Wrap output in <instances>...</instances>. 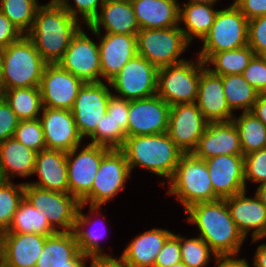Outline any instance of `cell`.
Listing matches in <instances>:
<instances>
[{"label": "cell", "instance_id": "1", "mask_svg": "<svg viewBox=\"0 0 266 267\" xmlns=\"http://www.w3.org/2000/svg\"><path fill=\"white\" fill-rule=\"evenodd\" d=\"M202 238L217 256L238 255L245 240L230 215L225 199L201 202L185 210Z\"/></svg>", "mask_w": 266, "mask_h": 267}, {"label": "cell", "instance_id": "2", "mask_svg": "<svg viewBox=\"0 0 266 267\" xmlns=\"http://www.w3.org/2000/svg\"><path fill=\"white\" fill-rule=\"evenodd\" d=\"M81 27L79 20L51 0L38 7L33 26L26 36L48 64H56Z\"/></svg>", "mask_w": 266, "mask_h": 267}, {"label": "cell", "instance_id": "3", "mask_svg": "<svg viewBox=\"0 0 266 267\" xmlns=\"http://www.w3.org/2000/svg\"><path fill=\"white\" fill-rule=\"evenodd\" d=\"M130 172L135 167L147 169L169 181L184 152L171 140L168 133L128 136L120 148Z\"/></svg>", "mask_w": 266, "mask_h": 267}, {"label": "cell", "instance_id": "4", "mask_svg": "<svg viewBox=\"0 0 266 267\" xmlns=\"http://www.w3.org/2000/svg\"><path fill=\"white\" fill-rule=\"evenodd\" d=\"M47 64L33 42L23 35L3 49L0 92L14 88L39 87Z\"/></svg>", "mask_w": 266, "mask_h": 267}, {"label": "cell", "instance_id": "5", "mask_svg": "<svg viewBox=\"0 0 266 267\" xmlns=\"http://www.w3.org/2000/svg\"><path fill=\"white\" fill-rule=\"evenodd\" d=\"M168 183V194L177 196L185 210L197 203L220 199L214 193L205 161L192 153H184L181 156Z\"/></svg>", "mask_w": 266, "mask_h": 267}, {"label": "cell", "instance_id": "6", "mask_svg": "<svg viewBox=\"0 0 266 267\" xmlns=\"http://www.w3.org/2000/svg\"><path fill=\"white\" fill-rule=\"evenodd\" d=\"M248 21L234 3L218 10L197 56L206 62L214 53L248 45Z\"/></svg>", "mask_w": 266, "mask_h": 267}, {"label": "cell", "instance_id": "7", "mask_svg": "<svg viewBox=\"0 0 266 267\" xmlns=\"http://www.w3.org/2000/svg\"><path fill=\"white\" fill-rule=\"evenodd\" d=\"M206 67L198 56L196 61L183 62L158 70L157 95L168 105L195 103L201 71Z\"/></svg>", "mask_w": 266, "mask_h": 267}, {"label": "cell", "instance_id": "8", "mask_svg": "<svg viewBox=\"0 0 266 267\" xmlns=\"http://www.w3.org/2000/svg\"><path fill=\"white\" fill-rule=\"evenodd\" d=\"M190 43L180 26L164 29H140L137 33V53L158 69L185 61L180 58ZM180 58V59H179Z\"/></svg>", "mask_w": 266, "mask_h": 267}, {"label": "cell", "instance_id": "9", "mask_svg": "<svg viewBox=\"0 0 266 267\" xmlns=\"http://www.w3.org/2000/svg\"><path fill=\"white\" fill-rule=\"evenodd\" d=\"M24 198L46 216L55 230L73 231L80 202L70 193L46 190L25 182Z\"/></svg>", "mask_w": 266, "mask_h": 267}, {"label": "cell", "instance_id": "10", "mask_svg": "<svg viewBox=\"0 0 266 267\" xmlns=\"http://www.w3.org/2000/svg\"><path fill=\"white\" fill-rule=\"evenodd\" d=\"M131 172L124 153L110 149L103 157L94 178L91 192L80 202L85 205L102 206L124 190Z\"/></svg>", "mask_w": 266, "mask_h": 267}, {"label": "cell", "instance_id": "11", "mask_svg": "<svg viewBox=\"0 0 266 267\" xmlns=\"http://www.w3.org/2000/svg\"><path fill=\"white\" fill-rule=\"evenodd\" d=\"M158 70L137 54L108 83L117 97L127 100L148 98L157 94Z\"/></svg>", "mask_w": 266, "mask_h": 267}, {"label": "cell", "instance_id": "12", "mask_svg": "<svg viewBox=\"0 0 266 267\" xmlns=\"http://www.w3.org/2000/svg\"><path fill=\"white\" fill-rule=\"evenodd\" d=\"M79 147L66 152V160L69 193L81 202L91 192L102 157L110 149L91 143L80 151Z\"/></svg>", "mask_w": 266, "mask_h": 267}, {"label": "cell", "instance_id": "13", "mask_svg": "<svg viewBox=\"0 0 266 267\" xmlns=\"http://www.w3.org/2000/svg\"><path fill=\"white\" fill-rule=\"evenodd\" d=\"M82 29L72 37L57 64L84 83L102 82L99 46Z\"/></svg>", "mask_w": 266, "mask_h": 267}, {"label": "cell", "instance_id": "14", "mask_svg": "<svg viewBox=\"0 0 266 267\" xmlns=\"http://www.w3.org/2000/svg\"><path fill=\"white\" fill-rule=\"evenodd\" d=\"M109 86L102 81L84 83L80 88L71 111L82 138L90 137L107 113L108 99L112 95Z\"/></svg>", "mask_w": 266, "mask_h": 267}, {"label": "cell", "instance_id": "15", "mask_svg": "<svg viewBox=\"0 0 266 267\" xmlns=\"http://www.w3.org/2000/svg\"><path fill=\"white\" fill-rule=\"evenodd\" d=\"M84 82L56 64H47L39 90L42 104L52 109L72 110Z\"/></svg>", "mask_w": 266, "mask_h": 267}, {"label": "cell", "instance_id": "16", "mask_svg": "<svg viewBox=\"0 0 266 267\" xmlns=\"http://www.w3.org/2000/svg\"><path fill=\"white\" fill-rule=\"evenodd\" d=\"M170 107L157 94L148 98L129 100L128 136L166 133Z\"/></svg>", "mask_w": 266, "mask_h": 267}, {"label": "cell", "instance_id": "17", "mask_svg": "<svg viewBox=\"0 0 266 267\" xmlns=\"http://www.w3.org/2000/svg\"><path fill=\"white\" fill-rule=\"evenodd\" d=\"M208 123L196 103L176 104L170 107L167 133L184 153H192Z\"/></svg>", "mask_w": 266, "mask_h": 267}, {"label": "cell", "instance_id": "18", "mask_svg": "<svg viewBox=\"0 0 266 267\" xmlns=\"http://www.w3.org/2000/svg\"><path fill=\"white\" fill-rule=\"evenodd\" d=\"M39 117L45 138L46 149L71 151L82 146L80 135L71 110L52 109L43 106ZM81 144V145H80Z\"/></svg>", "mask_w": 266, "mask_h": 267}, {"label": "cell", "instance_id": "19", "mask_svg": "<svg viewBox=\"0 0 266 267\" xmlns=\"http://www.w3.org/2000/svg\"><path fill=\"white\" fill-rule=\"evenodd\" d=\"M214 193L220 198L246 190L244 155H218L205 159Z\"/></svg>", "mask_w": 266, "mask_h": 267}, {"label": "cell", "instance_id": "20", "mask_svg": "<svg viewBox=\"0 0 266 267\" xmlns=\"http://www.w3.org/2000/svg\"><path fill=\"white\" fill-rule=\"evenodd\" d=\"M231 218L246 238L252 232V243L263 239L266 233V206L255 197H246V190L225 198Z\"/></svg>", "mask_w": 266, "mask_h": 267}, {"label": "cell", "instance_id": "21", "mask_svg": "<svg viewBox=\"0 0 266 267\" xmlns=\"http://www.w3.org/2000/svg\"><path fill=\"white\" fill-rule=\"evenodd\" d=\"M192 154L203 160L218 155H243L234 122L208 123Z\"/></svg>", "mask_w": 266, "mask_h": 267}, {"label": "cell", "instance_id": "22", "mask_svg": "<svg viewBox=\"0 0 266 267\" xmlns=\"http://www.w3.org/2000/svg\"><path fill=\"white\" fill-rule=\"evenodd\" d=\"M46 238L35 233H1L3 267H35Z\"/></svg>", "mask_w": 266, "mask_h": 267}, {"label": "cell", "instance_id": "23", "mask_svg": "<svg viewBox=\"0 0 266 267\" xmlns=\"http://www.w3.org/2000/svg\"><path fill=\"white\" fill-rule=\"evenodd\" d=\"M100 39L101 78L108 82L137 53V35L105 33L103 36L92 31Z\"/></svg>", "mask_w": 266, "mask_h": 267}, {"label": "cell", "instance_id": "24", "mask_svg": "<svg viewBox=\"0 0 266 267\" xmlns=\"http://www.w3.org/2000/svg\"><path fill=\"white\" fill-rule=\"evenodd\" d=\"M195 103L209 123L232 121L235 115L227 105L222 76L213 74L206 67L200 74Z\"/></svg>", "mask_w": 266, "mask_h": 267}, {"label": "cell", "instance_id": "25", "mask_svg": "<svg viewBox=\"0 0 266 267\" xmlns=\"http://www.w3.org/2000/svg\"><path fill=\"white\" fill-rule=\"evenodd\" d=\"M101 26L106 33L112 34L137 35L140 31L130 0H106L87 27L96 34H101Z\"/></svg>", "mask_w": 266, "mask_h": 267}, {"label": "cell", "instance_id": "26", "mask_svg": "<svg viewBox=\"0 0 266 267\" xmlns=\"http://www.w3.org/2000/svg\"><path fill=\"white\" fill-rule=\"evenodd\" d=\"M87 260L79 251L73 231H57L47 236L35 267H87Z\"/></svg>", "mask_w": 266, "mask_h": 267}, {"label": "cell", "instance_id": "27", "mask_svg": "<svg viewBox=\"0 0 266 267\" xmlns=\"http://www.w3.org/2000/svg\"><path fill=\"white\" fill-rule=\"evenodd\" d=\"M38 175L37 182H27L36 187L69 193L66 152L44 149L37 153L33 175Z\"/></svg>", "mask_w": 266, "mask_h": 267}, {"label": "cell", "instance_id": "28", "mask_svg": "<svg viewBox=\"0 0 266 267\" xmlns=\"http://www.w3.org/2000/svg\"><path fill=\"white\" fill-rule=\"evenodd\" d=\"M173 232L152 228L135 237L120 258L129 267H154L157 255Z\"/></svg>", "mask_w": 266, "mask_h": 267}, {"label": "cell", "instance_id": "29", "mask_svg": "<svg viewBox=\"0 0 266 267\" xmlns=\"http://www.w3.org/2000/svg\"><path fill=\"white\" fill-rule=\"evenodd\" d=\"M140 29H164L179 26L177 0H130Z\"/></svg>", "mask_w": 266, "mask_h": 267}, {"label": "cell", "instance_id": "30", "mask_svg": "<svg viewBox=\"0 0 266 267\" xmlns=\"http://www.w3.org/2000/svg\"><path fill=\"white\" fill-rule=\"evenodd\" d=\"M37 152L26 147L15 138L0 143V176L11 181L14 176L33 175ZM14 175V176H13Z\"/></svg>", "mask_w": 266, "mask_h": 267}, {"label": "cell", "instance_id": "31", "mask_svg": "<svg viewBox=\"0 0 266 267\" xmlns=\"http://www.w3.org/2000/svg\"><path fill=\"white\" fill-rule=\"evenodd\" d=\"M213 5L187 2L182 8L180 4L179 22L185 25L180 29L189 43L195 38L202 41L209 32L218 12Z\"/></svg>", "mask_w": 266, "mask_h": 267}, {"label": "cell", "instance_id": "32", "mask_svg": "<svg viewBox=\"0 0 266 267\" xmlns=\"http://www.w3.org/2000/svg\"><path fill=\"white\" fill-rule=\"evenodd\" d=\"M83 207H85V204L80 203L76 218H75V225L73 229V233L76 237V241L78 243L79 251L86 256L88 259L92 257H110L109 254L103 253V248L100 247V240L103 239V235L105 234L102 229L101 230H85L86 226L88 225H94V222L91 221V218H93L94 212L98 213V209H100L103 206H96V205H89L91 213L90 216L86 215L82 212Z\"/></svg>", "mask_w": 266, "mask_h": 267}, {"label": "cell", "instance_id": "33", "mask_svg": "<svg viewBox=\"0 0 266 267\" xmlns=\"http://www.w3.org/2000/svg\"><path fill=\"white\" fill-rule=\"evenodd\" d=\"M1 96L20 121L33 120L40 117L43 104L39 87L4 90L1 92Z\"/></svg>", "mask_w": 266, "mask_h": 267}, {"label": "cell", "instance_id": "34", "mask_svg": "<svg viewBox=\"0 0 266 267\" xmlns=\"http://www.w3.org/2000/svg\"><path fill=\"white\" fill-rule=\"evenodd\" d=\"M9 233H26L50 236L57 232L46 216H43L25 198L20 202L18 209L14 213L13 220L8 230Z\"/></svg>", "mask_w": 266, "mask_h": 267}, {"label": "cell", "instance_id": "35", "mask_svg": "<svg viewBox=\"0 0 266 267\" xmlns=\"http://www.w3.org/2000/svg\"><path fill=\"white\" fill-rule=\"evenodd\" d=\"M224 94L230 110L250 112L260 92L253 88L242 74L222 76Z\"/></svg>", "mask_w": 266, "mask_h": 267}, {"label": "cell", "instance_id": "36", "mask_svg": "<svg viewBox=\"0 0 266 267\" xmlns=\"http://www.w3.org/2000/svg\"><path fill=\"white\" fill-rule=\"evenodd\" d=\"M232 121L239 133L243 155L266 148V126L252 112H242Z\"/></svg>", "mask_w": 266, "mask_h": 267}, {"label": "cell", "instance_id": "37", "mask_svg": "<svg viewBox=\"0 0 266 267\" xmlns=\"http://www.w3.org/2000/svg\"><path fill=\"white\" fill-rule=\"evenodd\" d=\"M254 55L253 49L246 45L235 50L214 53L205 64L214 65L213 68H207L219 76L242 74Z\"/></svg>", "mask_w": 266, "mask_h": 267}, {"label": "cell", "instance_id": "38", "mask_svg": "<svg viewBox=\"0 0 266 267\" xmlns=\"http://www.w3.org/2000/svg\"><path fill=\"white\" fill-rule=\"evenodd\" d=\"M38 0H0V11L26 35L32 28L40 3Z\"/></svg>", "mask_w": 266, "mask_h": 267}, {"label": "cell", "instance_id": "39", "mask_svg": "<svg viewBox=\"0 0 266 267\" xmlns=\"http://www.w3.org/2000/svg\"><path fill=\"white\" fill-rule=\"evenodd\" d=\"M23 199L24 183L16 185L12 181H0V234L8 230Z\"/></svg>", "mask_w": 266, "mask_h": 267}, {"label": "cell", "instance_id": "40", "mask_svg": "<svg viewBox=\"0 0 266 267\" xmlns=\"http://www.w3.org/2000/svg\"><path fill=\"white\" fill-rule=\"evenodd\" d=\"M180 248L181 261L188 267H205L210 262L211 256L217 257L199 236L187 239L180 235Z\"/></svg>", "mask_w": 266, "mask_h": 267}, {"label": "cell", "instance_id": "41", "mask_svg": "<svg viewBox=\"0 0 266 267\" xmlns=\"http://www.w3.org/2000/svg\"><path fill=\"white\" fill-rule=\"evenodd\" d=\"M126 133L116 127L115 122L107 113L101 117L95 132L90 136L91 144L100 145L109 149H120L125 141Z\"/></svg>", "mask_w": 266, "mask_h": 267}, {"label": "cell", "instance_id": "42", "mask_svg": "<svg viewBox=\"0 0 266 267\" xmlns=\"http://www.w3.org/2000/svg\"><path fill=\"white\" fill-rule=\"evenodd\" d=\"M13 138L37 153L46 149L42 124L39 118L19 121Z\"/></svg>", "mask_w": 266, "mask_h": 267}, {"label": "cell", "instance_id": "43", "mask_svg": "<svg viewBox=\"0 0 266 267\" xmlns=\"http://www.w3.org/2000/svg\"><path fill=\"white\" fill-rule=\"evenodd\" d=\"M244 180L262 184L266 182V148L244 155Z\"/></svg>", "mask_w": 266, "mask_h": 267}, {"label": "cell", "instance_id": "44", "mask_svg": "<svg viewBox=\"0 0 266 267\" xmlns=\"http://www.w3.org/2000/svg\"><path fill=\"white\" fill-rule=\"evenodd\" d=\"M59 5H61L73 18L80 21L78 17L81 14V19L88 26L91 21L97 16L99 9L106 0H73L76 4L74 7L67 2V0H55ZM77 8V9H76Z\"/></svg>", "mask_w": 266, "mask_h": 267}, {"label": "cell", "instance_id": "45", "mask_svg": "<svg viewBox=\"0 0 266 267\" xmlns=\"http://www.w3.org/2000/svg\"><path fill=\"white\" fill-rule=\"evenodd\" d=\"M242 76L260 93L266 92V56L254 55Z\"/></svg>", "mask_w": 266, "mask_h": 267}, {"label": "cell", "instance_id": "46", "mask_svg": "<svg viewBox=\"0 0 266 267\" xmlns=\"http://www.w3.org/2000/svg\"><path fill=\"white\" fill-rule=\"evenodd\" d=\"M248 45L255 55L266 56V15L248 21Z\"/></svg>", "mask_w": 266, "mask_h": 267}, {"label": "cell", "instance_id": "47", "mask_svg": "<svg viewBox=\"0 0 266 267\" xmlns=\"http://www.w3.org/2000/svg\"><path fill=\"white\" fill-rule=\"evenodd\" d=\"M181 261L180 234L173 233L157 255L154 267H171Z\"/></svg>", "mask_w": 266, "mask_h": 267}, {"label": "cell", "instance_id": "48", "mask_svg": "<svg viewBox=\"0 0 266 267\" xmlns=\"http://www.w3.org/2000/svg\"><path fill=\"white\" fill-rule=\"evenodd\" d=\"M129 100L117 97L114 93L108 99L107 114L111 116L116 127H120L128 137Z\"/></svg>", "mask_w": 266, "mask_h": 267}, {"label": "cell", "instance_id": "49", "mask_svg": "<svg viewBox=\"0 0 266 267\" xmlns=\"http://www.w3.org/2000/svg\"><path fill=\"white\" fill-rule=\"evenodd\" d=\"M19 121L9 104L0 96V143L14 136Z\"/></svg>", "mask_w": 266, "mask_h": 267}, {"label": "cell", "instance_id": "50", "mask_svg": "<svg viewBox=\"0 0 266 267\" xmlns=\"http://www.w3.org/2000/svg\"><path fill=\"white\" fill-rule=\"evenodd\" d=\"M23 34L0 11V48L5 49L11 43L18 41Z\"/></svg>", "mask_w": 266, "mask_h": 267}, {"label": "cell", "instance_id": "51", "mask_svg": "<svg viewBox=\"0 0 266 267\" xmlns=\"http://www.w3.org/2000/svg\"><path fill=\"white\" fill-rule=\"evenodd\" d=\"M233 3L248 20L266 15V0H234Z\"/></svg>", "mask_w": 266, "mask_h": 267}, {"label": "cell", "instance_id": "52", "mask_svg": "<svg viewBox=\"0 0 266 267\" xmlns=\"http://www.w3.org/2000/svg\"><path fill=\"white\" fill-rule=\"evenodd\" d=\"M215 267H250L246 259H238L237 255L217 256Z\"/></svg>", "mask_w": 266, "mask_h": 267}, {"label": "cell", "instance_id": "53", "mask_svg": "<svg viewBox=\"0 0 266 267\" xmlns=\"http://www.w3.org/2000/svg\"><path fill=\"white\" fill-rule=\"evenodd\" d=\"M89 267H129L120 257H92Z\"/></svg>", "mask_w": 266, "mask_h": 267}, {"label": "cell", "instance_id": "54", "mask_svg": "<svg viewBox=\"0 0 266 267\" xmlns=\"http://www.w3.org/2000/svg\"><path fill=\"white\" fill-rule=\"evenodd\" d=\"M250 112L266 126V93L259 94Z\"/></svg>", "mask_w": 266, "mask_h": 267}, {"label": "cell", "instance_id": "55", "mask_svg": "<svg viewBox=\"0 0 266 267\" xmlns=\"http://www.w3.org/2000/svg\"><path fill=\"white\" fill-rule=\"evenodd\" d=\"M254 267H266V243L260 244L254 255Z\"/></svg>", "mask_w": 266, "mask_h": 267}, {"label": "cell", "instance_id": "56", "mask_svg": "<svg viewBox=\"0 0 266 267\" xmlns=\"http://www.w3.org/2000/svg\"><path fill=\"white\" fill-rule=\"evenodd\" d=\"M255 195L266 206V182L258 186Z\"/></svg>", "mask_w": 266, "mask_h": 267}, {"label": "cell", "instance_id": "57", "mask_svg": "<svg viewBox=\"0 0 266 267\" xmlns=\"http://www.w3.org/2000/svg\"><path fill=\"white\" fill-rule=\"evenodd\" d=\"M218 0H189L188 3H199V4H216Z\"/></svg>", "mask_w": 266, "mask_h": 267}, {"label": "cell", "instance_id": "58", "mask_svg": "<svg viewBox=\"0 0 266 267\" xmlns=\"http://www.w3.org/2000/svg\"><path fill=\"white\" fill-rule=\"evenodd\" d=\"M171 267H188L186 264H184L182 261L172 265Z\"/></svg>", "mask_w": 266, "mask_h": 267}, {"label": "cell", "instance_id": "59", "mask_svg": "<svg viewBox=\"0 0 266 267\" xmlns=\"http://www.w3.org/2000/svg\"><path fill=\"white\" fill-rule=\"evenodd\" d=\"M2 56H3V49L0 48V73H1V65H2Z\"/></svg>", "mask_w": 266, "mask_h": 267}, {"label": "cell", "instance_id": "60", "mask_svg": "<svg viewBox=\"0 0 266 267\" xmlns=\"http://www.w3.org/2000/svg\"><path fill=\"white\" fill-rule=\"evenodd\" d=\"M0 267H3V261H2V252L0 249Z\"/></svg>", "mask_w": 266, "mask_h": 267}]
</instances>
